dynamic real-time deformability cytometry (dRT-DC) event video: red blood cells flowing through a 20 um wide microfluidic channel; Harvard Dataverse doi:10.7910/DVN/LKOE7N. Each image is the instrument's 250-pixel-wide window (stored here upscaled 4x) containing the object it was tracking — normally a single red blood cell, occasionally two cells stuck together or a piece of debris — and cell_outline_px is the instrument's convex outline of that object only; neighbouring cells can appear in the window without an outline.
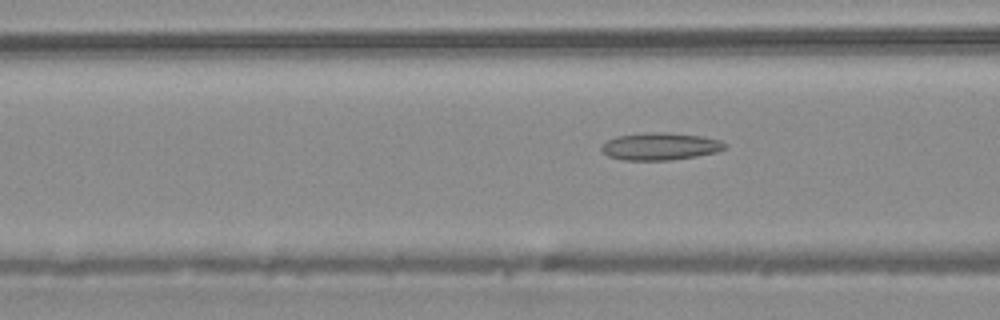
{"species": "common noctule bat (a hibernating species)", "species_latin": "Nyctalus noctula", "temperature_condition": "warm", "stored_images_in_passage": 6, "camera_frame_rate_fps": 3000, "um_per_image_px": 0.085, "animal": {"sex": "male", "body_mass_g": 20.4}, "frame": {"image": 1, "passage_image": 6, "time_ms": 1.667, "image_size_px": [1000, 320], "cell_outline_px": [[728, 148], [716, 152], [696, 156], [672, 160], [624, 160], [608, 156], [600, 148], [600, 144], [616, 136], [644, 132], [668, 132], [704, 136], [720, 140], [728, 144]], "centroid_in_image_um": [56.14, 12.43], "position_along_channel_um": 110.5, "area_um2": 20.0}}